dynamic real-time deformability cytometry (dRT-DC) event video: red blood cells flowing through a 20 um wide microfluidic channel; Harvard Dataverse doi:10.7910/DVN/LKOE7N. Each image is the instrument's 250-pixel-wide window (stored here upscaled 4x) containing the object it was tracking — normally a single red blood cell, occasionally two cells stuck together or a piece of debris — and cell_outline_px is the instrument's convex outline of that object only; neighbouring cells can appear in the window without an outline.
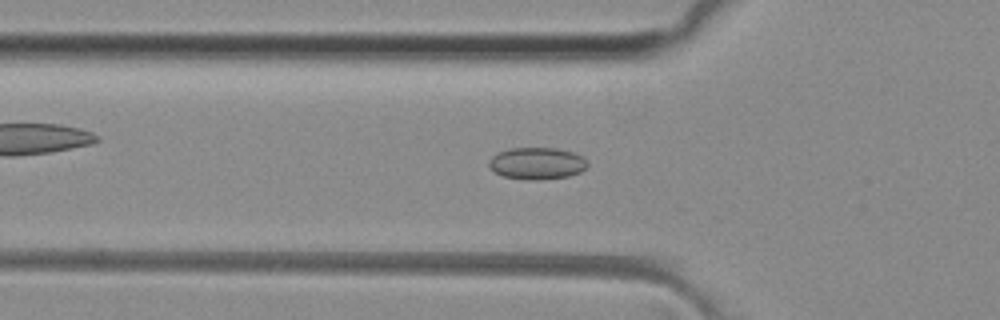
{"species": "common noctule bat (a hibernating species)", "species_latin": "Nyctalus noctula", "temperature_condition": "room temperature", "stored_images_in_passage": 23, "camera_frame_rate_fps": 3000, "um_per_image_px": 0.085, "animal": {"sex": "female", "body_mass_g": 29.2, "forearm_length_mm": 56.3}, "frame": {"image": 1, "passage_image": 15, "time_ms": 4.667, "image_size_px": [1000, 320], "cell_outline_px": [[588, 164], [580, 172], [568, 176], [536, 180], [524, 180], [504, 176], [492, 172], [488, 168], [488, 160], [492, 156], [500, 152], [512, 148], [556, 148], [572, 152], [580, 156]], "centroid_in_image_um": [45.57, 13.9], "position_along_channel_um": 80.2, "area_um2": 18.26}}
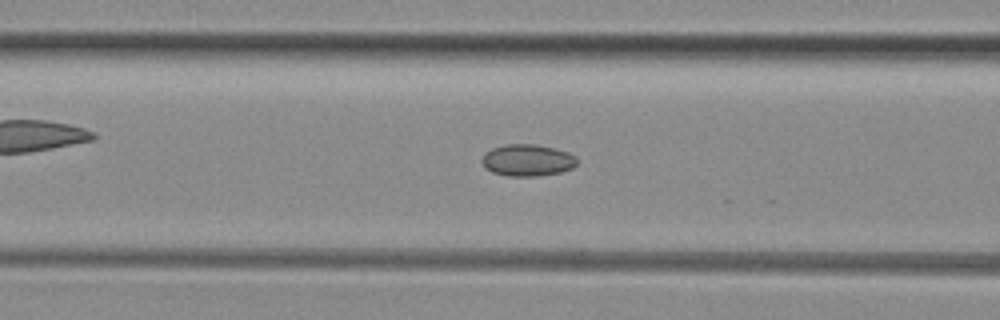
{"frame": {"image": 2, "passage_image": 18, "time_ms": 5.667, "image_size_px": [1000, 320], "cell_outline_px": [[580, 160], [572, 168], [560, 172], [536, 176], [508, 176], [492, 172], [484, 168], [480, 160], [484, 152], [492, 148], [508, 144], [536, 144], [568, 152], [576, 156]], "centroid_in_image_um": [44.81, 13.62], "position_along_channel_um": 121.8, "area_um2": 17.8}}
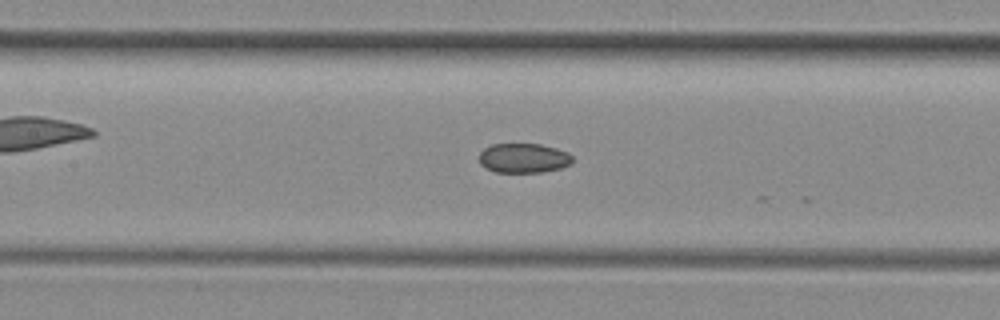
{"frame": {"image": 3, "passage_image": 21, "time_ms": 6.667, "image_size_px": [1000, 320], "cell_outline_px": [[572, 164], [560, 168], [540, 172], [496, 172], [484, 168], [480, 164], [480, 152], [484, 148], [492, 144], [540, 144], [556, 148], [568, 152], [572, 156]], "centroid_in_image_um": [44.5, 13.44], "position_along_channel_um": 162.9, "area_um2": 16.13}}